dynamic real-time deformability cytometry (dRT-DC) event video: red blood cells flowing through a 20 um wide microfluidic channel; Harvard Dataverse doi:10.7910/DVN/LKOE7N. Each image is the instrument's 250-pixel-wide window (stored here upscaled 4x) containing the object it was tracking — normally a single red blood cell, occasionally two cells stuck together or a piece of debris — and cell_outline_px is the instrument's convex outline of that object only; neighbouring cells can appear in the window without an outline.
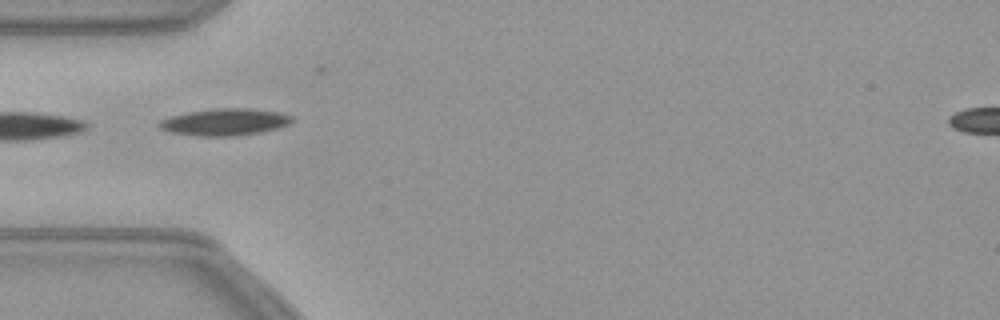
{"species": "common noctule bat (a hibernating species)", "species_latin": "Nyctalus noctula", "temperature_condition": "warm", "stored_images_in_passage": 20, "camera_frame_rate_fps": 3000, "um_per_image_px": 0.085, "animal": {"sex": "female", "body_mass_g": 21.9}, "frame": {"image": 1, "passage_image": 1, "time_ms": 0.0, "image_size_px": [1000, 320], "cell_outline_px": [[296, 120], [288, 124], [276, 128], [260, 132], [236, 136], [196, 136], [172, 132], [160, 128], [156, 124], [160, 120], [172, 116], [188, 112], [212, 108], [248, 108], [280, 112], [292, 116]], "centroid_in_image_um": [19.12, 10.36], "position_along_channel_um": 65.9, "area_um2": 20.87}}
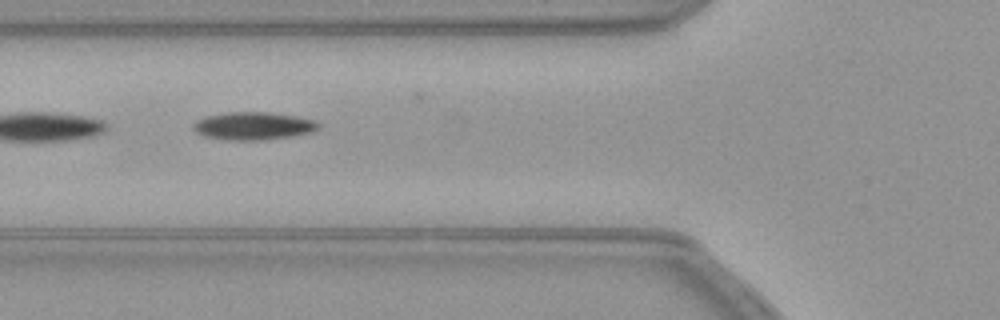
{"frame": {"image": 2, "passage_image": 4, "time_ms": 1.0, "image_size_px": [1000, 320], "cell_outline_px": [[320, 128], [312, 132], [292, 136], [260, 140], [228, 140], [204, 136], [196, 132], [192, 128], [192, 124], [196, 120], [208, 116], [228, 112], [268, 112], [296, 116], [316, 120], [320, 124]], "centroid_in_image_um": [21.55, 10.7], "position_along_channel_um": 104.3, "area_um2": 20.35}}
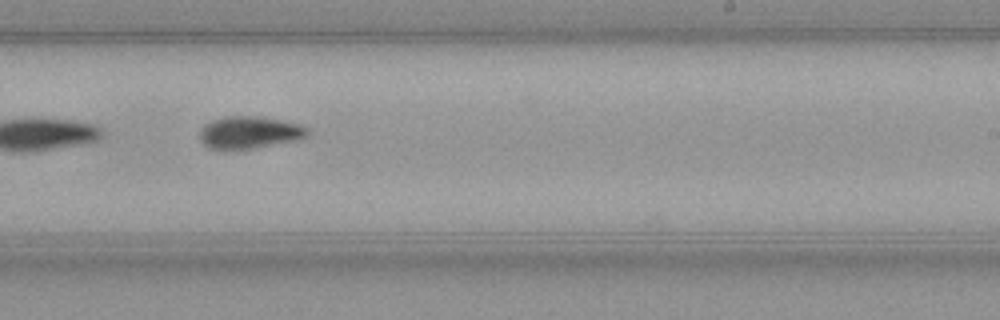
{"frame": {"image": 3, "passage_image": 17, "time_ms": 5.333, "image_size_px": [1000, 320], "cell_outline_px": [[308, 136], [300, 140], [256, 148], [208, 148], [200, 140], [200, 132], [204, 124], [212, 120], [228, 116], [256, 116], [280, 120], [300, 124], [308, 128]], "centroid_in_image_um": [21.25, 11.25], "position_along_channel_um": 267.8, "area_um2": 20.17}}